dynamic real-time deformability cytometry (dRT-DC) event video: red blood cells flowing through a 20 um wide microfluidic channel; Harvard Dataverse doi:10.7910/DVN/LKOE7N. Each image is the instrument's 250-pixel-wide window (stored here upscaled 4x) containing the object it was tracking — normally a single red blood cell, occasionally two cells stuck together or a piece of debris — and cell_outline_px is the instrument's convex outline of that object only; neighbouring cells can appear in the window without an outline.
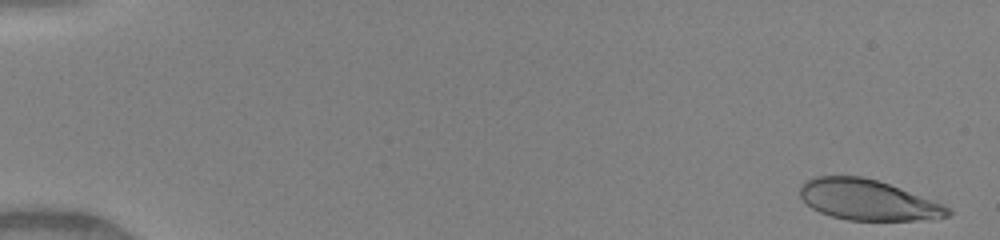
{"species": "human", "species_latin": "Homo sapiens", "temperature_condition": "warm", "stored_images_in_passage": 44, "camera_frame_rate_fps": 3000, "um_per_image_px": 0.085, "donor": {"sex": "female"}, "frame": {"image": 1, "passage_image": 2, "time_ms": 0.333, "image_size_px": [1000, 240], "cell_outline_px": [[952, 212], [948, 216], [916, 220], [848, 220], [832, 216], [820, 212], [812, 208], [800, 196], [800, 188], [808, 180], [816, 176], [860, 176], [876, 180], [888, 184], [944, 204], [952, 208]], "centroid_in_image_um": [73.78, 17.0], "position_along_channel_um": 11.2, "area_um2": 34.45}}
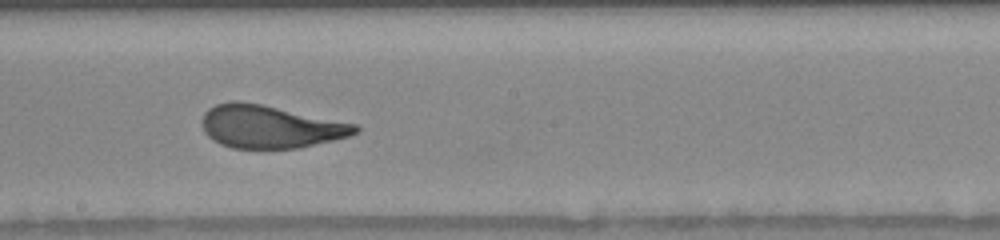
{"frame": {"image": 2, "passage_image": 29, "time_ms": 9.333, "image_size_px": [1000, 240], "cell_outline_px": [[360, 132], [348, 136], [300, 148], [232, 148], [220, 144], [212, 140], [204, 132], [200, 120], [204, 112], [208, 108], [216, 104], [232, 100], [240, 100], [260, 104], [356, 124], [360, 128]], "centroid_in_image_um": [22.9, 10.76], "position_along_channel_um": 225.3, "area_um2": 38.26}}
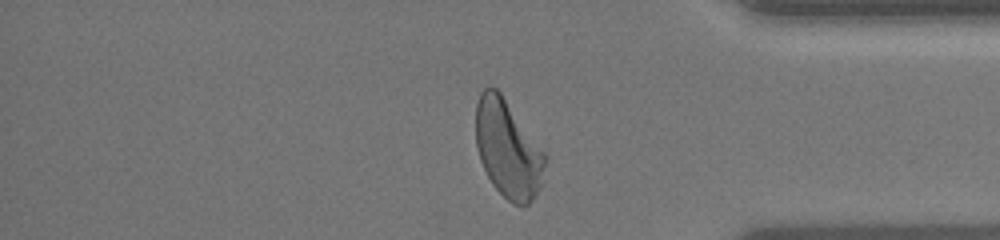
{"frame": {"image": 3, "passage_image": 42, "time_ms": 13.667, "image_size_px": [1000, 240], "cell_outline_px": [[548, 156], [544, 184], [536, 196], [528, 204], [512, 204], [492, 184], [480, 160], [476, 144], [476, 104], [480, 92], [488, 84], [496, 88], [500, 92]], "centroid_in_image_um": [43.21, 12.67], "position_along_channel_um": 392.0, "area_um2": 39.88}, "authors_computed_cell_mechanics": {"area_um2": 38.0324, "velocity_mm_per_s": 4.1432, "shape_relaxation_time_tau1_ms": 3.0986, "shape_relaxation_time_tau2_ms": null, "deformation_change_tau1": 0.2006, "deformation_change_tau2": null}}